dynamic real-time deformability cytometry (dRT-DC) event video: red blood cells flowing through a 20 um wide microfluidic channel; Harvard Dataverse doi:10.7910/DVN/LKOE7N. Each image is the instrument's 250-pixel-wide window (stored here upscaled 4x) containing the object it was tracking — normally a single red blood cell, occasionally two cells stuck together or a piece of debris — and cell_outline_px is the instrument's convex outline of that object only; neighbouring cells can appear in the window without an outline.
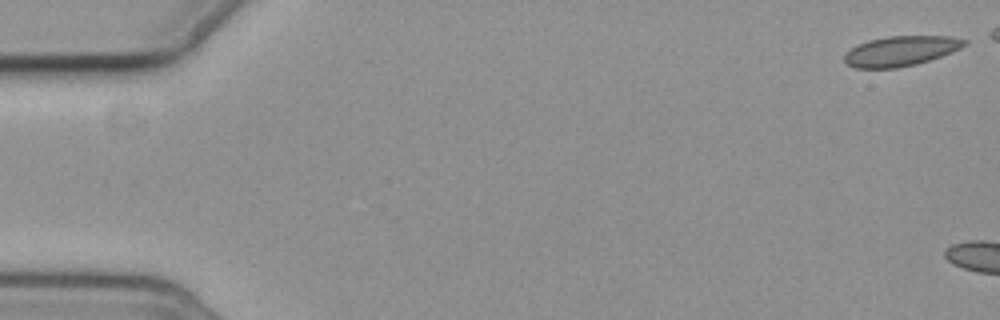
{"species": "common noctule bat (a hibernating species)", "species_latin": "Nyctalus noctula", "temperature_condition": "cold", "stored_images_in_passage": 2, "camera_frame_rate_fps": 3000, "um_per_image_px": 0.085, "animal": {"sex": "female", "body_mass_g": 19.3, "forearm_length_mm": 54.1}, "frame": {"image": 1, "passage_image": 1, "time_ms": 0.0, "image_size_px": [1000, 320], "cell_outline_px": [[968, 44], [952, 52], [916, 64], [896, 68], [856, 68], [848, 64], [844, 60], [844, 56], [852, 48], [868, 40], [888, 36], [952, 36], [968, 40]], "centroid_in_image_um": [76.61, 4.33], "position_along_channel_um": 8.4, "area_um2": 20.81}}